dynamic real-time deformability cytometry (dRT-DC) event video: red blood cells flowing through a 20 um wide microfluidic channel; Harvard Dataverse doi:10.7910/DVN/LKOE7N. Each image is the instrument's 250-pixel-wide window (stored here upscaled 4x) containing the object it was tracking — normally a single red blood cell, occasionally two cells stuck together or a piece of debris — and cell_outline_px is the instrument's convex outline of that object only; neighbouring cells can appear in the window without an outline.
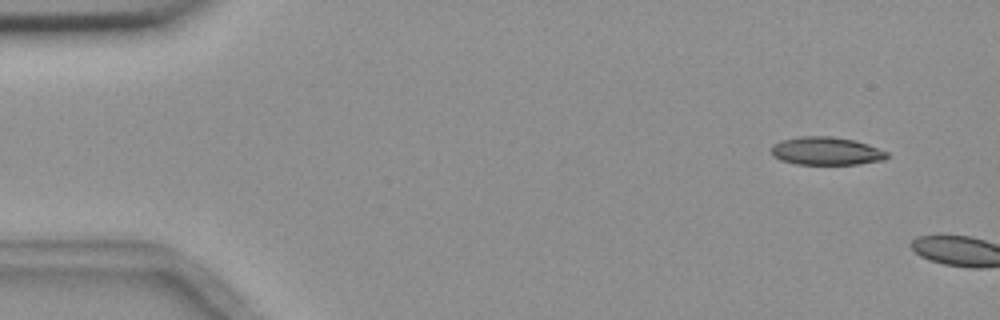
{"species": "common noctule bat (a hibernating species)", "species_latin": "Nyctalus noctula", "temperature_condition": "room temperature", "stored_images_in_passage": 3, "camera_frame_rate_fps": 3000, "um_per_image_px": 0.085, "animal": {"sex": "female", "body_mass_g": 18.4}, "frame": {"image": 1, "passage_image": 2, "time_ms": 1.0, "image_size_px": [1000, 320], "cell_outline_px": [[888, 156], [884, 160], [856, 164], [796, 164], [780, 160], [772, 156], [768, 148], [772, 144], [780, 140], [800, 136], [832, 136], [852, 140], [868, 144], [888, 152]], "centroid_in_image_um": [70.16, 12.83], "position_along_channel_um": 14.8, "area_um2": 19.13}}